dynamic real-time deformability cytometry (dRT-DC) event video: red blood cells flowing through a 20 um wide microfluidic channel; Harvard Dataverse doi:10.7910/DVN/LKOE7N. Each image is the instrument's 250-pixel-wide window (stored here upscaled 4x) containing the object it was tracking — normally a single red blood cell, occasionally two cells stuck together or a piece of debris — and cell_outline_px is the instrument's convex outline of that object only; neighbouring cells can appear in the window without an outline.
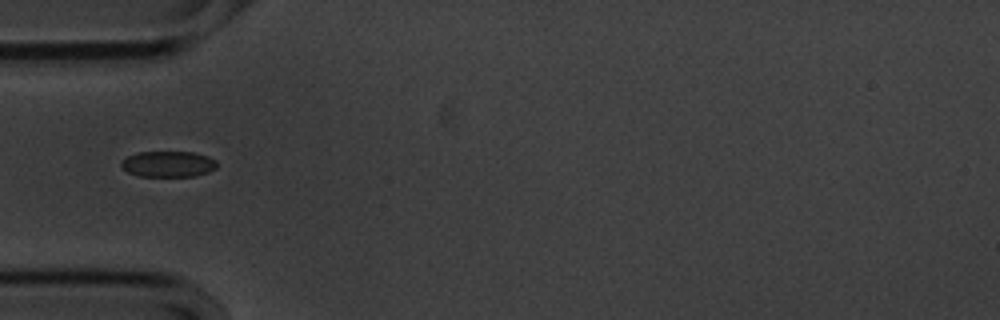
{"species": "common noctule bat (a hibernating species)", "species_latin": "Nyctalus noctula", "temperature_condition": "cold", "stored_images_in_passage": 15, "camera_frame_rate_fps": 3000, "um_per_image_px": 0.085, "animal": {"sex": "male", "body_mass_g": 20.1, "forearm_length_mm": 53.5}, "frame": {"image": 1, "passage_image": 1, "time_ms": 0.0, "image_size_px": [1000, 320], "cell_outline_px": [[216, 168], [208, 172], [196, 176], [140, 176], [128, 172], [120, 164], [128, 156], [136, 152], [192, 152], [208, 156], [216, 160]], "centroid_in_image_um": [14.32, 13.94], "position_along_channel_um": 70.7, "area_um2": 14.33}}
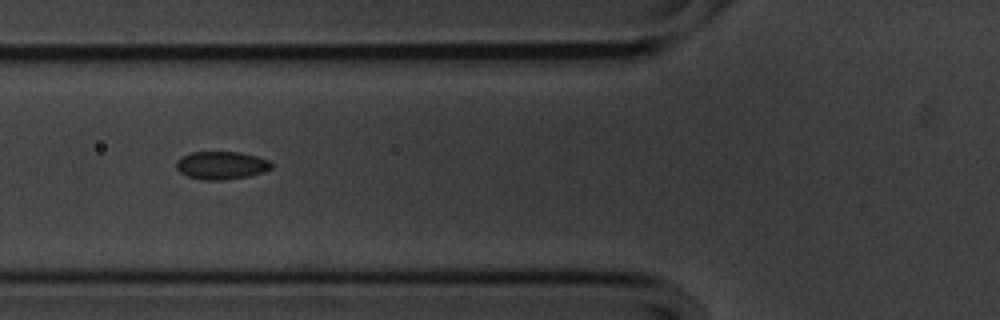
{"frame": {"image": 2, "passage_image": 4, "time_ms": 1.0, "image_size_px": [1000, 320], "cell_outline_px": [[272, 168], [264, 172], [248, 176], [220, 180], [204, 180], [188, 176], [180, 172], [176, 168], [176, 160], [180, 156], [192, 152], [240, 152], [256, 156], [268, 160], [272, 164]], "centroid_in_image_um": [18.8, 14.04], "position_along_channel_um": 107.0, "area_um2": 15.49}}
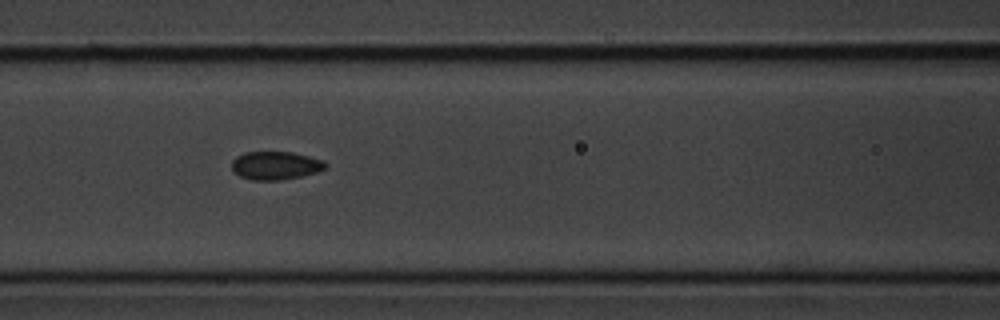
{"frame": {"image": 3, "passage_image": 7, "time_ms": 2.0, "image_size_px": [1000, 320], "cell_outline_px": [[328, 168], [316, 172], [300, 176], [280, 180], [252, 180], [240, 176], [232, 168], [232, 160], [236, 156], [244, 152], [292, 152], [324, 160], [328, 164]], "centroid_in_image_um": [23.44, 14.06], "position_along_channel_um": 143.2, "area_um2": 15.43}}